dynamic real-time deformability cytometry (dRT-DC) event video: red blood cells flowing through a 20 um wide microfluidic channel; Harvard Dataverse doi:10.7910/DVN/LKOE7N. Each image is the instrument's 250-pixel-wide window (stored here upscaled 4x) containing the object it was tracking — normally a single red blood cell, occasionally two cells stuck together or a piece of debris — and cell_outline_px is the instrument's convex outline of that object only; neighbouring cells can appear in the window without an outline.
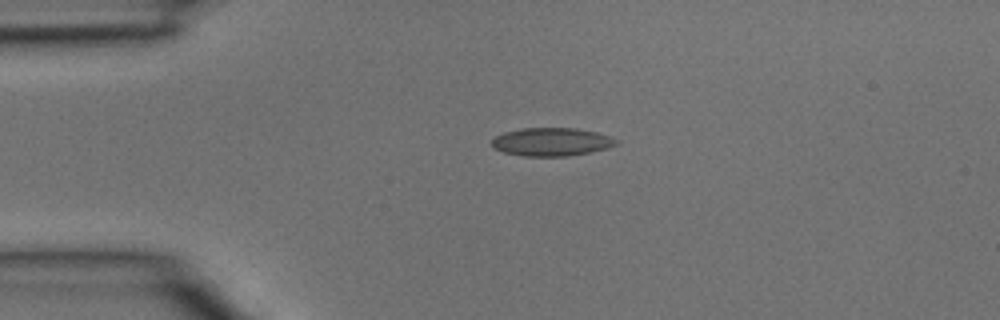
{"species": "common noctule bat (a hibernating species)", "species_latin": "Nyctalus noctula", "temperature_condition": "room temperature", "stored_images_in_passage": 31, "camera_frame_rate_fps": 3000, "um_per_image_px": 0.085, "animal": {"sex": "male", "body_mass_g": 15.6}, "frame": {"image": 1, "passage_image": 1, "time_ms": 0.0, "image_size_px": [1000, 320], "cell_outline_px": [[620, 144], [608, 148], [568, 156], [524, 156], [504, 152], [492, 148], [492, 140], [496, 136], [504, 132], [520, 128], [576, 128], [596, 132], [612, 136], [620, 140]], "centroid_in_image_um": [46.92, 12.05], "position_along_channel_um": 38.1, "area_um2": 20.63}}